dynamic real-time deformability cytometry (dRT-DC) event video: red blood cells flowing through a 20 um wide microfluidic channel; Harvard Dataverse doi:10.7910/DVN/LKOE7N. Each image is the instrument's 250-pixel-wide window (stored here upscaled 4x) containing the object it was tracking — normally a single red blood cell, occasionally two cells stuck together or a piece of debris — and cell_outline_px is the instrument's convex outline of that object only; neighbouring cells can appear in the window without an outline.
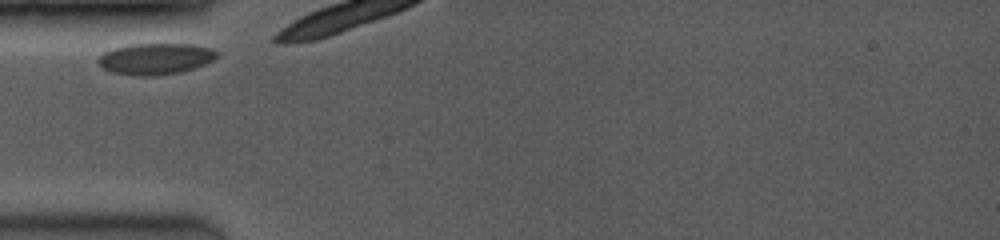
{"species": "common noctule bat (a hibernating species)", "species_latin": "Nyctalus noctula", "temperature_condition": "room temperature", "stored_images_in_passage": 19, "camera_frame_rate_fps": 3500, "um_per_image_px": 0.085, "animal": {"sex": "female", "body_mass_g": 19.0, "forearm_length_mm": 53.3}, "frame": {"image": 1, "passage_image": 1, "time_ms": 0.0, "image_size_px": [1000, 240], "cell_outline_px": [[220, 52], [212, 60], [196, 68], [180, 72], [152, 76], [132, 76], [112, 72], [104, 68], [96, 60], [104, 52], [112, 48], [128, 44], [196, 44], [212, 48]], "centroid_in_image_um": [13.22, 4.99], "position_along_channel_um": 71.8, "area_um2": 21.85}}